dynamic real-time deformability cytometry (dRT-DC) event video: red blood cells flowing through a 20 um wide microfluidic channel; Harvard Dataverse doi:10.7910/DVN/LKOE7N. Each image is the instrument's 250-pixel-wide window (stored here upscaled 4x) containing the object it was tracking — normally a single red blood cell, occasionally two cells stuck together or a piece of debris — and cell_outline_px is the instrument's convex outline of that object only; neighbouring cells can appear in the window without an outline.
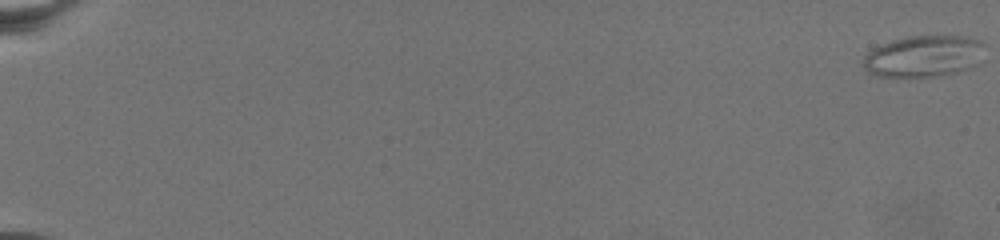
{"species": "common noctule bat (a hibernating species)", "species_latin": "Nyctalus noctula", "temperature_condition": "warm", "stored_images_in_passage": 78, "camera_frame_rate_fps": 3000, "um_per_image_px": 0.085, "animal": {"sex": "female", "body_mass_g": 19.5, "forearm_length_mm": 54.1}, "frame": {"image": 1, "passage_image": 1, "time_ms": 0.0, "image_size_px": [1000, 240], "cell_outline_px": [[984, 44], [980, 64], [956, 72], [936, 76], [876, 76], [868, 72], [864, 68], [864, 56], [872, 48], [880, 44], [892, 40], [908, 36], [968, 36], [980, 40]], "centroid_in_image_um": [78.53, 4.76], "position_along_channel_um": 6.5, "area_um2": 29.48}}
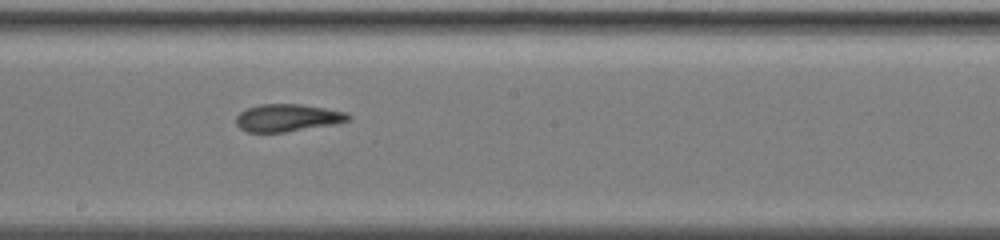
{"frame": {"image": 2, "passage_image": 48, "time_ms": 15.667, "image_size_px": [1000, 240], "cell_outline_px": [[352, 116], [348, 120], [336, 124], [284, 132], [248, 132], [240, 128], [236, 124], [236, 116], [240, 112], [248, 108], [260, 104], [300, 104], [348, 112]], "centroid_in_image_um": [24.45, 10.01], "position_along_channel_um": 223.8, "area_um2": 17.92}}
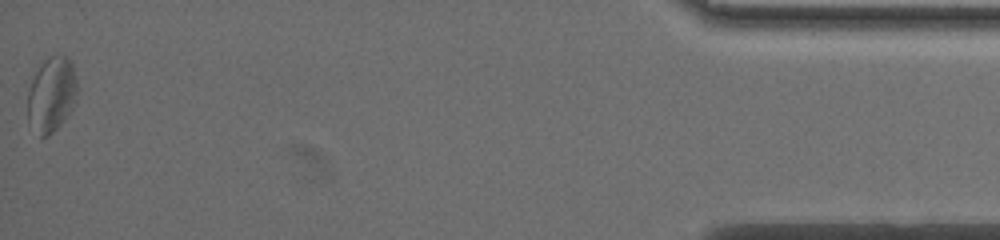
{"frame": {"image": 3, "passage_image": 78, "time_ms": 25.667, "image_size_px": [1000, 240], "cell_outline_px": [[76, 92], [72, 108], [68, 116], [48, 136], [40, 136], [28, 124], [28, 92], [32, 80], [36, 72], [44, 60], [48, 56], [64, 56], [72, 64], [76, 80]], "centroid_in_image_um": [4.36, 8.06], "position_along_channel_um": 430.8, "area_um2": 21.27}}